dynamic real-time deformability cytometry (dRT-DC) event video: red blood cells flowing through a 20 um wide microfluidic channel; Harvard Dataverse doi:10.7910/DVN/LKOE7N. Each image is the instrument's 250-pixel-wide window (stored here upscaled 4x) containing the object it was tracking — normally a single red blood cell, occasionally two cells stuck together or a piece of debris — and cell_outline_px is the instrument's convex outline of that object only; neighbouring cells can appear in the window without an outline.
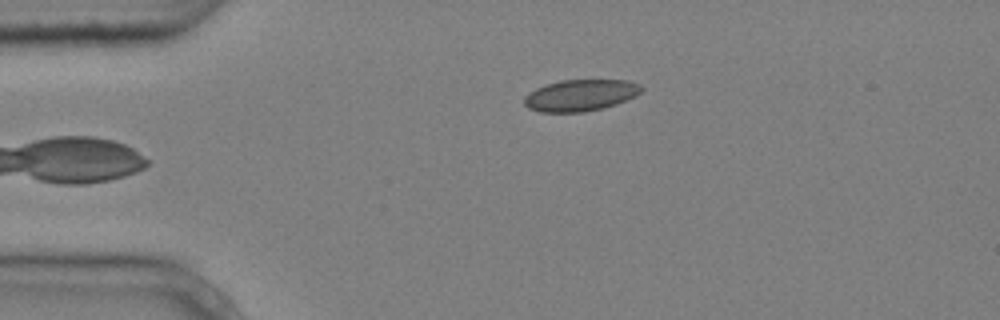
{"species": "common noctule bat (a hibernating species)", "species_latin": "Nyctalus noctula", "temperature_condition": "cold", "stored_images_in_passage": 5, "camera_frame_rate_fps": 3000, "um_per_image_px": 0.085, "animal": {"sex": "male", "body_mass_g": 20.4}, "frame": {"image": 1, "passage_image": 5, "time_ms": 1.333, "image_size_px": [1000, 320], "cell_outline_px": [[644, 88], [636, 96], [616, 104], [604, 108], [584, 112], [540, 112], [528, 108], [524, 104], [524, 96], [528, 92], [544, 84], [560, 80], [628, 80], [640, 84]], "centroid_in_image_um": [49.33, 8.09], "position_along_channel_um": 35.7, "area_um2": 21.79}}